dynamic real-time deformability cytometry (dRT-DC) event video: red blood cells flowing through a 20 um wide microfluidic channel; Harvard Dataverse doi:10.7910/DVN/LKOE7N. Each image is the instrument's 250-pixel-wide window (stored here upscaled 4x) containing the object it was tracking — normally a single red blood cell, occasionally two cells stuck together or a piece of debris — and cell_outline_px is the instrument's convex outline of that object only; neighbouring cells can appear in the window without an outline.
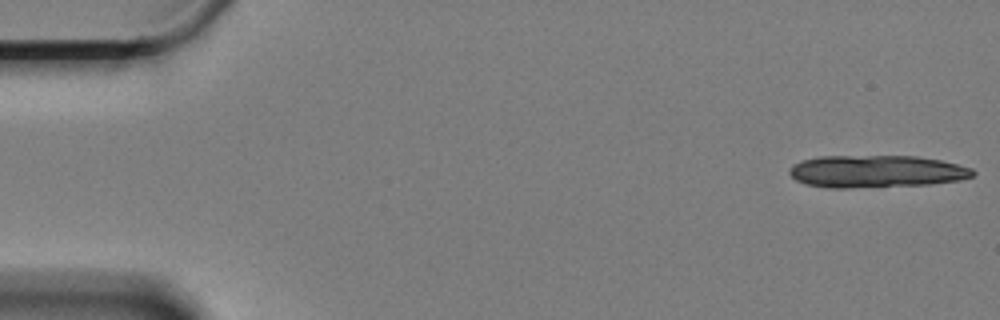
{"species": "Egyptian fruit bat (a non-hibernating species)", "species_latin": "Rousettus aegyptiacus", "temperature_condition": "cold", "stored_images_in_passage": 10, "camera_frame_rate_fps": 3000, "um_per_image_px": 0.085, "animal": {"sex": "female"}, "frame": {"image": 1, "passage_image": 1, "time_ms": 0.0, "image_size_px": [1000, 320], "cell_outline_px": [[976, 172], [972, 176], [960, 180], [928, 184], [848, 188], [828, 188], [804, 184], [796, 180], [788, 172], [788, 168], [792, 164], [800, 160], [820, 156], [916, 156], [940, 160], [972, 168]], "centroid_in_image_um": [74.42, 14.57], "position_along_channel_um": 10.6, "area_um2": 34.74}}